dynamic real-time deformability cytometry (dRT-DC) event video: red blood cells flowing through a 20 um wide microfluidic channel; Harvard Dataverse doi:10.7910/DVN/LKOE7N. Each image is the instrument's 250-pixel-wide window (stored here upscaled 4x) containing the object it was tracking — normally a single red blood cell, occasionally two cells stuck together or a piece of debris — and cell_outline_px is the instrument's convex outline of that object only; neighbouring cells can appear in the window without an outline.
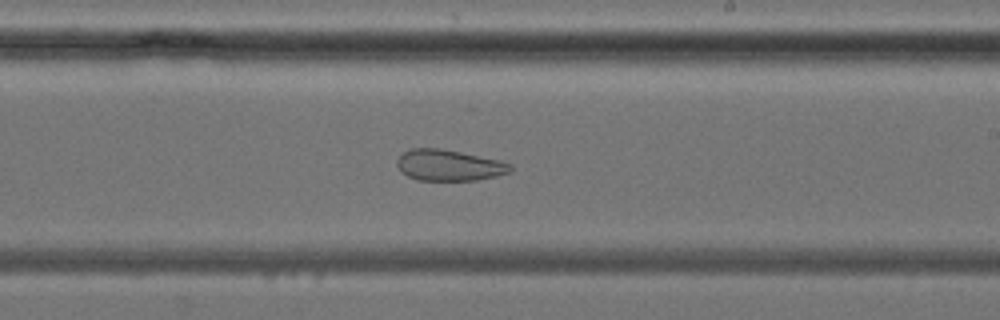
{"species": "common noctule bat (a hibernating species)", "species_latin": "Nyctalus noctula", "temperature_condition": "cold", "stored_images_in_passage": 39, "camera_frame_rate_fps": 3000, "um_per_image_px": 0.085, "animal": {"sex": "female", "body_mass_g": 24.6, "forearm_length_mm": 56.2}, "frame": {"image": 1, "passage_image": 23, "time_ms": 7.333, "image_size_px": [1000, 320], "cell_outline_px": [[512, 168], [508, 172], [496, 176], [476, 180], [416, 180], [400, 172], [396, 164], [396, 160], [408, 148], [440, 148], [500, 160], [512, 164]], "centroid_in_image_um": [38.12, 14.04], "position_along_channel_um": 250.9, "area_um2": 20.58}}